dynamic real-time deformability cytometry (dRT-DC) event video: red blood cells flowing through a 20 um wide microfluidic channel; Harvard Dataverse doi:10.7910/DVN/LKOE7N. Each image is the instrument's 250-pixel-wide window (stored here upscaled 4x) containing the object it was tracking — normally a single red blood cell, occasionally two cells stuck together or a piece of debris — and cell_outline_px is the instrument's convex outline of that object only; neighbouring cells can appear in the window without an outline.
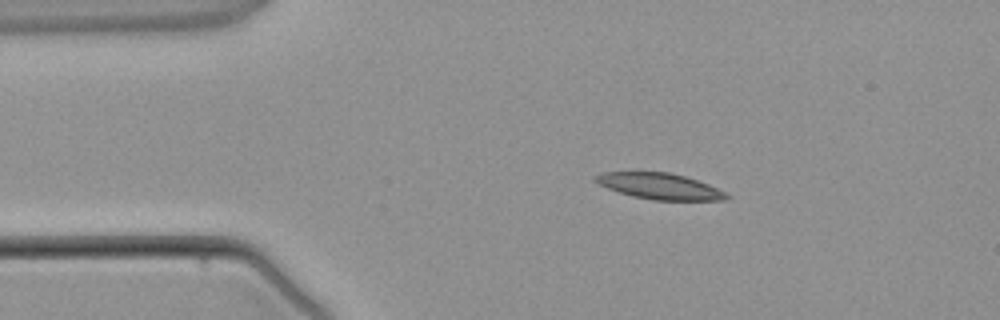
{"species": "common noctule bat (a hibernating species)", "species_latin": "Nyctalus noctula", "temperature_condition": "warm", "stored_images_in_passage": 3, "camera_frame_rate_fps": 3000, "um_per_image_px": 0.085, "animal": {"sex": "male", "body_mass_g": 21.5, "forearm_length_mm": 52.0}, "frame": {"image": 1, "passage_image": 2, "time_ms": 1.0, "image_size_px": [1000, 320], "cell_outline_px": [[732, 196], [728, 200], [652, 200], [632, 196], [608, 188], [592, 180], [592, 176], [600, 172], [668, 172], [684, 176], [708, 184]], "centroid_in_image_um": [56.05, 15.83], "position_along_channel_um": 29.0, "area_um2": 19.88}}